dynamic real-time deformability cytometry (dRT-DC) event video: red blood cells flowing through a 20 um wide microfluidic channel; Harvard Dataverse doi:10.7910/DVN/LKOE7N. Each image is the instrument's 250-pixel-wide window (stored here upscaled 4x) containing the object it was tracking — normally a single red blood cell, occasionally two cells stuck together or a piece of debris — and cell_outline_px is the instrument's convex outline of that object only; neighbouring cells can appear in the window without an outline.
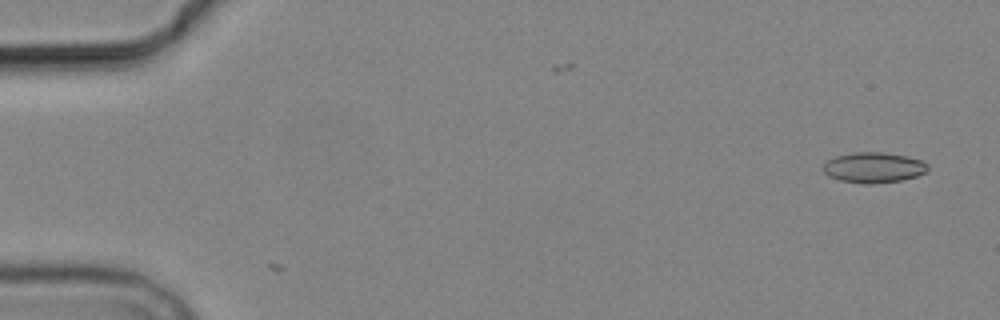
{"species": "common noctule bat (a hibernating species)", "species_latin": "Nyctalus noctula", "temperature_condition": "cold", "stored_images_in_passage": 2, "camera_frame_rate_fps": 3000, "um_per_image_px": 0.085, "animal": {"sex": "male", "body_mass_g": 19.2, "forearm_length_mm": 51.8}, "frame": {"image": 1, "passage_image": 2, "time_ms": 1.0, "image_size_px": [1000, 320], "cell_outline_px": [[928, 168], [924, 172], [916, 176], [900, 180], [872, 184], [864, 184], [840, 180], [828, 176], [820, 168], [828, 160], [836, 156], [852, 152], [884, 152], [908, 156], [920, 160], [928, 164]], "centroid_in_image_um": [74.22, 14.23], "position_along_channel_um": 10.8, "area_um2": 18.61}}